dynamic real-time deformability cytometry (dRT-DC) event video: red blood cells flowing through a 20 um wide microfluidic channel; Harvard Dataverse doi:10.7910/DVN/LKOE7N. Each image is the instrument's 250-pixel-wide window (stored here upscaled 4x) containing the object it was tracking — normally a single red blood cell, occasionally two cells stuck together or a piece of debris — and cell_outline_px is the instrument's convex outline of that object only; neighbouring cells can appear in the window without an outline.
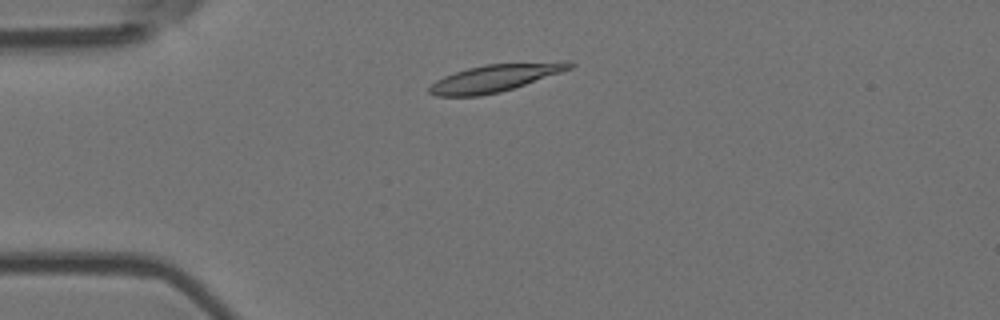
{"species": "Egyptian fruit bat (a non-hibernating species)", "species_latin": "Rousettus aegyptiacus", "temperature_condition": "room temperature", "stored_images_in_passage": 2, "camera_frame_rate_fps": 3000, "um_per_image_px": 0.085, "animal": {"sex": "female"}, "frame": {"image": 1, "passage_image": 2, "time_ms": 0.333, "image_size_px": [1000, 320], "cell_outline_px": [[576, 64], [572, 68], [500, 92], [480, 96], [436, 96], [428, 92], [428, 88], [436, 80], [444, 76], [468, 68], [484, 64], [560, 60], [568, 60]], "centroid_in_image_um": [42.12, 6.6], "position_along_channel_um": 42.9, "area_um2": 22.48}}